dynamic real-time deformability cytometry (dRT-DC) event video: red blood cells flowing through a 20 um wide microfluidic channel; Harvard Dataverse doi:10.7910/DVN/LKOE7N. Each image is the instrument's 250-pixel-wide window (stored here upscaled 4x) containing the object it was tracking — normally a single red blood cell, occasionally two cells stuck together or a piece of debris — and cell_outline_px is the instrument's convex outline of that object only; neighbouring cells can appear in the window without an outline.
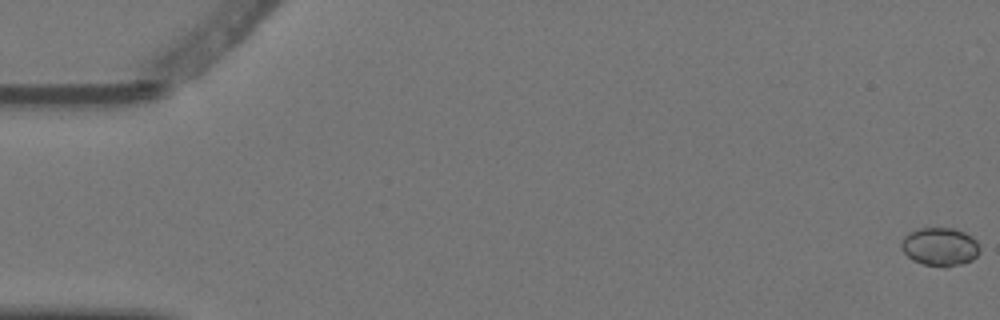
{"species": "Egyptian fruit bat (a non-hibernating species)", "species_latin": "Rousettus aegyptiacus", "temperature_condition": "warm", "stored_images_in_passage": 9, "camera_frame_rate_fps": 3000, "um_per_image_px": 0.085, "animal": {"sex": "female"}, "frame": {"image": 1, "passage_image": 1, "time_ms": 0.0, "image_size_px": [1000, 320], "cell_outline_px": [[980, 252], [972, 260], [960, 264], [944, 268], [924, 264], [912, 260], [900, 248], [900, 244], [904, 236], [908, 232], [920, 228], [952, 228], [964, 232], [972, 236], [976, 240], [980, 248]], "centroid_in_image_um": [79.89, 20.97], "position_along_channel_um": 5.1, "area_um2": 17.69}}
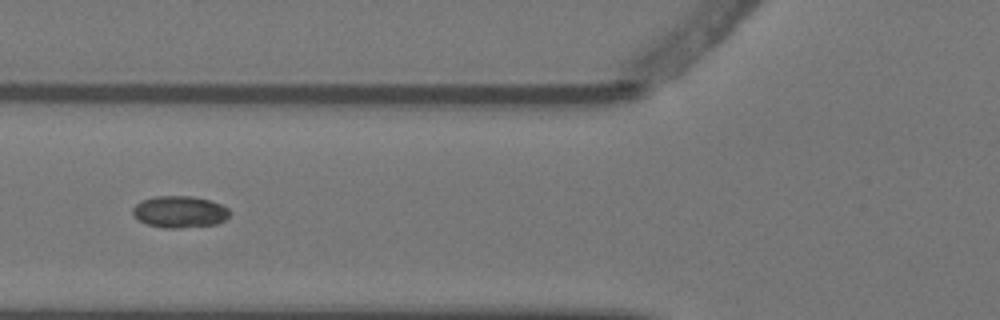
{"frame": {"image": 2, "passage_image": 6, "time_ms": 1.667, "image_size_px": [1000, 320], "cell_outline_px": [[232, 212], [224, 220], [216, 224], [180, 228], [164, 228], [148, 224], [136, 220], [132, 216], [132, 208], [140, 200], [156, 196], [188, 196], [208, 200], [220, 204], [228, 208]], "centroid_in_image_um": [15.23, 18.01], "position_along_channel_um": 110.6, "area_um2": 18.03}}
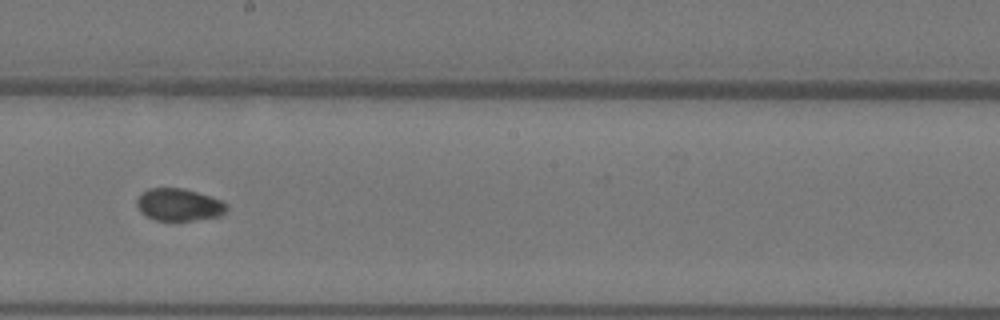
{"frame": {"image": 3, "passage_image": 9, "time_ms": 2.667, "image_size_px": [1000, 320], "cell_outline_px": [[228, 208], [220, 216], [176, 224], [156, 220], [144, 216], [140, 212], [136, 204], [136, 200], [144, 192], [152, 188], [184, 188], [220, 200], [228, 204]], "centroid_in_image_um": [15.2, 17.46], "position_along_channel_um": 233.0, "area_um2": 17.46}}